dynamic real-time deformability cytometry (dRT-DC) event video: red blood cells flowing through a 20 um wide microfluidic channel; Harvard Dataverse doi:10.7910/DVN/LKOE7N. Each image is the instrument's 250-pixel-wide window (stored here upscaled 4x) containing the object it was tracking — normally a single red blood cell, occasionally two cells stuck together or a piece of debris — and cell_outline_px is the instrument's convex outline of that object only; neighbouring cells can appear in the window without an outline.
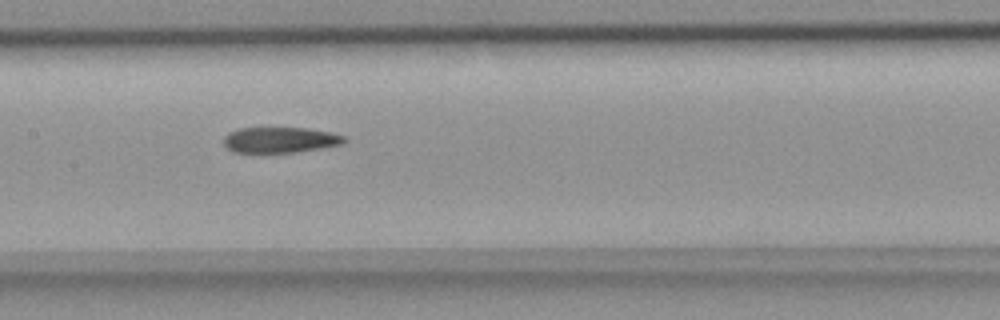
{"species": "common noctule bat (a hibernating species)", "species_latin": "Nyctalus noctula", "temperature_condition": "room temperature", "stored_images_in_passage": 7, "segment_of_instrument_passage": [1, 2], "camera_frame_rate_fps": 3000, "um_per_image_px": 0.085, "animal": {"sex": "female", "body_mass_g": 18.4}, "frame": {"image": 1, "passage_image": 5, "time_ms": 1.333, "image_size_px": [1000, 320], "cell_outline_px": [[348, 140], [344, 144], [296, 152], [264, 156], [232, 152], [224, 144], [224, 136], [228, 132], [240, 128], [308, 128], [332, 132], [344, 136]], "centroid_in_image_um": [23.77, 11.94], "position_along_channel_um": 183.6, "area_um2": 19.02}}
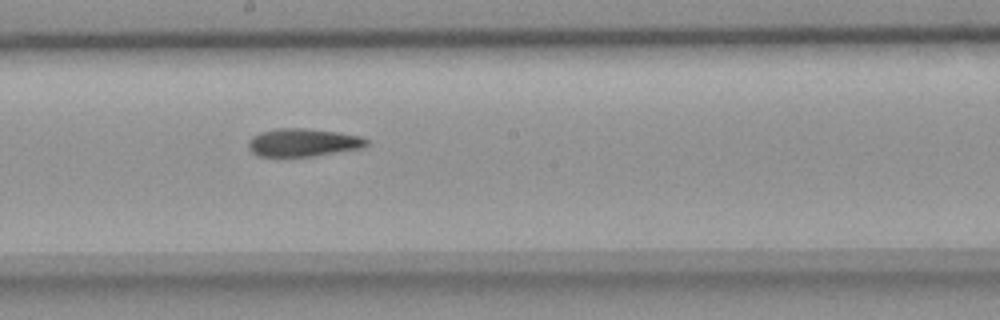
{"frame": {"image": 2, "passage_image": 6, "time_ms": 1.667, "image_size_px": [1000, 320], "cell_outline_px": [[368, 144], [360, 148], [316, 156], [260, 156], [252, 152], [248, 148], [248, 144], [252, 136], [260, 132], [276, 128], [304, 128], [336, 132], [360, 136], [368, 140]], "centroid_in_image_um": [25.74, 12.11], "position_along_channel_um": 222.5, "area_um2": 19.13}}